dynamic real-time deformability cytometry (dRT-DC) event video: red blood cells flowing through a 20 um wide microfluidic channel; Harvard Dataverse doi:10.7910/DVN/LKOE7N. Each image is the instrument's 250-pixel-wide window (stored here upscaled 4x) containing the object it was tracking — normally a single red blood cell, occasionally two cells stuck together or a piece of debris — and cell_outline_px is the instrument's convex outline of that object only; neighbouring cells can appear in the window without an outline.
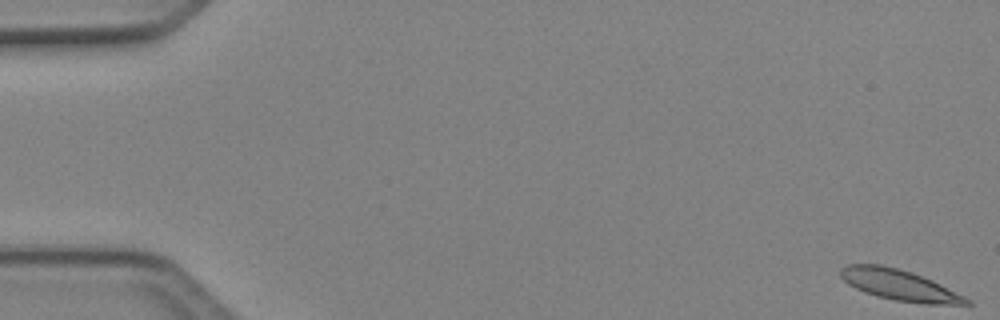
{"species": "Egyptian fruit bat (a non-hibernating species)", "species_latin": "Rousettus aegyptiacus", "temperature_condition": "cold", "stored_images_in_passage": 4, "camera_frame_rate_fps": 3000, "um_per_image_px": 0.085, "animal": {"sex": "female"}, "frame": {"image": 1, "passage_image": 1, "time_ms": 0.0, "image_size_px": [1000, 320], "cell_outline_px": [[972, 304], [924, 304], [896, 300], [876, 296], [864, 292], [848, 284], [840, 276], [840, 268], [848, 264], [880, 264], [912, 272], [932, 280], [972, 300]], "centroid_in_image_um": [76.43, 24.22], "position_along_channel_um": 8.6, "area_um2": 22.48}}
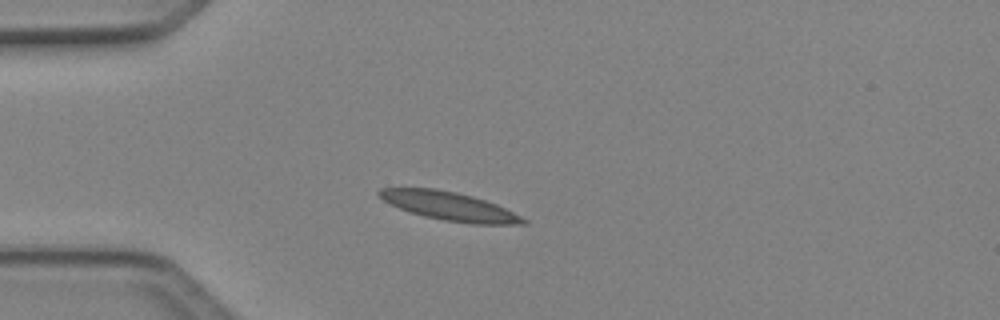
{"frame": {"image": 2, "passage_image": 4, "time_ms": 1.0, "image_size_px": [1000, 320], "cell_outline_px": [[528, 224], [472, 224], [444, 220], [424, 216], [400, 208], [384, 200], [376, 192], [380, 188], [436, 188], [456, 192], [472, 196], [496, 204], [528, 220]], "centroid_in_image_um": [38.21, 17.52], "position_along_channel_um": 46.8, "area_um2": 23.58}}